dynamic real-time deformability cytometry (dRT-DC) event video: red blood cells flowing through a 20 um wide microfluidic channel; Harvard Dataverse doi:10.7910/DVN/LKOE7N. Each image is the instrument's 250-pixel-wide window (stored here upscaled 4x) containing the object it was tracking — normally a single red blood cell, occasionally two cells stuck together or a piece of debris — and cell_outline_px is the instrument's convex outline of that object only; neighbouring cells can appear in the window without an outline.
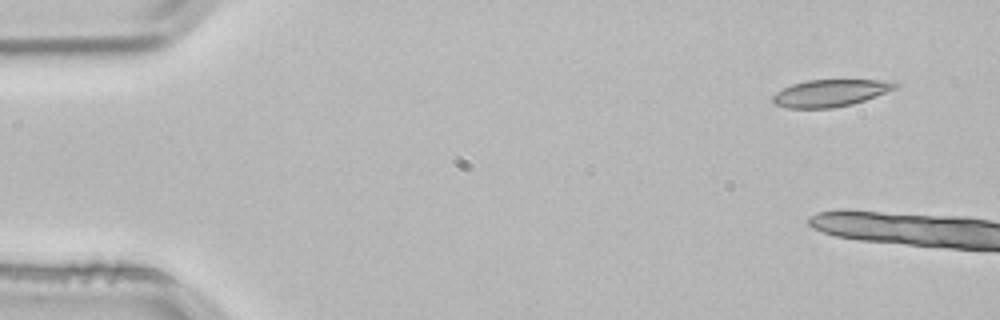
{"species": "common noctule bat (a hibernating species)", "species_latin": "Nyctalus noctula", "temperature_condition": "room temperature", "stored_images_in_passage": 4, "camera_frame_rate_fps": 3000, "um_per_image_px": 0.085, "animal": {"sex": "male", "body_mass_g": 21.5, "forearm_length_mm": 52.0}, "frame": {"image": 1, "passage_image": 1, "time_ms": 0.0, "image_size_px": [1000, 320], "cell_outline_px": [[900, 84], [896, 88], [876, 96], [852, 104], [832, 108], [788, 108], [776, 104], [772, 100], [772, 96], [776, 92], [792, 84], [808, 80], [896, 80]], "centroid_in_image_um": [70.62, 7.9], "position_along_channel_um": 14.4, "area_um2": 19.31}}